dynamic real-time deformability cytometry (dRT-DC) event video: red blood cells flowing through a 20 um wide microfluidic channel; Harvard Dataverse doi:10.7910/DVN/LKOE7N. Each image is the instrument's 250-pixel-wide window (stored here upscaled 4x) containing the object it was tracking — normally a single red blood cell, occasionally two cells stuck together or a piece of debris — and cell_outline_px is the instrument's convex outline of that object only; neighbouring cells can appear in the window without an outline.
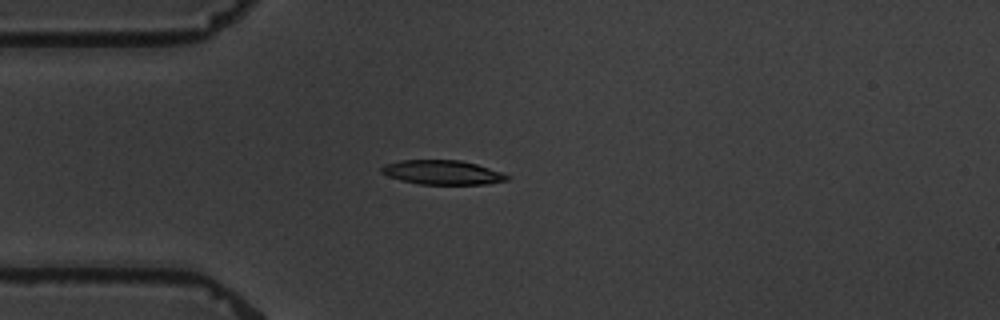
{"species": "common noctule bat (a hibernating species)", "species_latin": "Nyctalus noctula", "temperature_condition": "warm", "stored_images_in_passage": 4, "camera_frame_rate_fps": 3000, "um_per_image_px": 0.085, "animal": {"sex": "male", "body_mass_g": 19.5, "forearm_length_mm": 54.6}, "frame": {"image": 1, "passage_image": 4, "time_ms": 3.667, "image_size_px": [1000, 320], "cell_outline_px": [[508, 180], [488, 184], [420, 184], [400, 180], [388, 176], [380, 172], [380, 168], [384, 164], [400, 160], [460, 160], [476, 164], [504, 172], [508, 176]], "centroid_in_image_um": [37.59, 14.65], "position_along_channel_um": 47.4, "area_um2": 17.86}}